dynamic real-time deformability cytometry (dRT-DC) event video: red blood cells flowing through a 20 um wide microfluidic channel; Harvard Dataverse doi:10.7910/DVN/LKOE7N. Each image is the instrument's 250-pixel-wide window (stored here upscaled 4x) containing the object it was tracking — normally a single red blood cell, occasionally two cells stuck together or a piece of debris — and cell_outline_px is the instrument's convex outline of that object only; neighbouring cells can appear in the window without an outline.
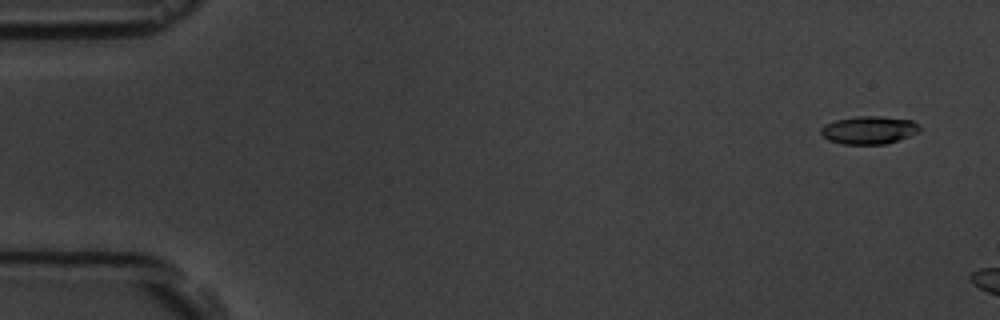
{"species": "common noctule bat (a hibernating species)", "species_latin": "Nyctalus noctula", "temperature_condition": "room temperature", "stored_images_in_passage": 2, "camera_frame_rate_fps": 3000, "um_per_image_px": 0.085, "animal": {"sex": "male", "body_mass_g": 19.5, "forearm_length_mm": 54.6}, "frame": {"image": 1, "passage_image": 1, "time_ms": 0.0, "image_size_px": [1000, 320], "cell_outline_px": [[920, 132], [884, 144], [844, 144], [828, 140], [820, 132], [820, 128], [824, 124], [836, 120], [856, 116], [880, 116], [912, 120], [920, 124]], "centroid_in_image_um": [73.86, 11.04], "position_along_channel_um": 11.1, "area_um2": 16.07}}